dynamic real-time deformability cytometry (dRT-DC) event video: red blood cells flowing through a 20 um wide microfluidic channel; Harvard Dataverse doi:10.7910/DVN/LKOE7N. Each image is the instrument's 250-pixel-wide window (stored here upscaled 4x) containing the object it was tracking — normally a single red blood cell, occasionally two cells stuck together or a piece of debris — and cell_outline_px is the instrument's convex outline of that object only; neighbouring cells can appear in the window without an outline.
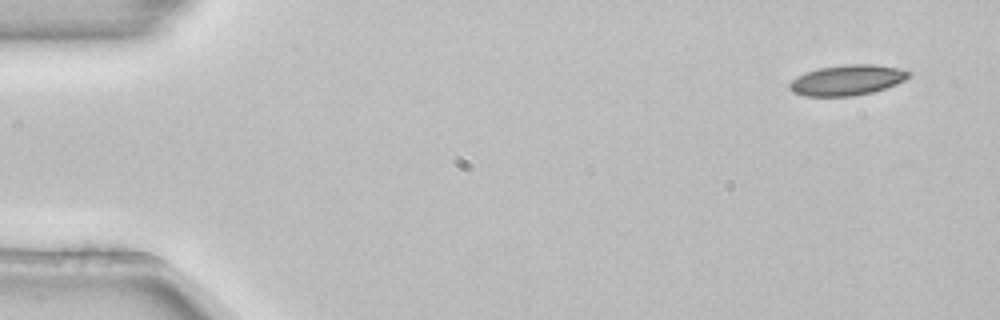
{"species": "common noctule bat (a hibernating species)", "species_latin": "Nyctalus noctula", "temperature_condition": "room temperature", "stored_images_in_passage": 4, "camera_frame_rate_fps": 3000, "um_per_image_px": 0.085, "animal": {"sex": "female", "body_mass_g": 22.7, "forearm_length_mm": 54.2}, "frame": {"image": 1, "passage_image": 1, "time_ms": 0.0, "image_size_px": [1000, 320], "cell_outline_px": [[912, 76], [896, 84], [872, 92], [856, 96], [804, 96], [792, 92], [788, 88], [788, 84], [796, 76], [804, 72], [820, 68], [848, 64], [872, 64], [896, 68], [912, 72]], "centroid_in_image_um": [71.98, 6.81], "position_along_channel_um": 13.0, "area_um2": 21.21}}